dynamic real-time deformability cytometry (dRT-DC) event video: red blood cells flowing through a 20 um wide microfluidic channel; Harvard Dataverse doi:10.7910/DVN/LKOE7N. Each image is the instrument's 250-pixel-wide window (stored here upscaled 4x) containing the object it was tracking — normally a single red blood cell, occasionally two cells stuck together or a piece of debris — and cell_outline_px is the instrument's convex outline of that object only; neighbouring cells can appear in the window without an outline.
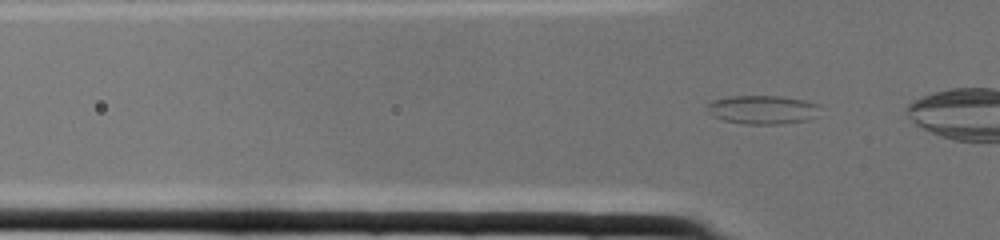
{"species": "common noctule bat (a hibernating species)", "species_latin": "Nyctalus noctula", "temperature_condition": "cold", "stored_images_in_passage": 5, "camera_frame_rate_fps": 3000, "um_per_image_px": 0.085, "animal": {"sex": "female", "body_mass_g": 22.0, "forearm_length_mm": 56.7}, "frame": {"image": 1, "passage_image": 3, "time_ms": 0.667, "image_size_px": [1000, 240], "cell_outline_px": [[820, 104], [816, 116], [808, 120], [784, 124], [744, 124], [724, 120], [712, 116], [704, 108], [712, 100], [728, 96], [780, 96], [804, 100]], "centroid_in_image_um": [64.79, 9.32], "position_along_channel_um": 61.0, "area_um2": 19.13}}
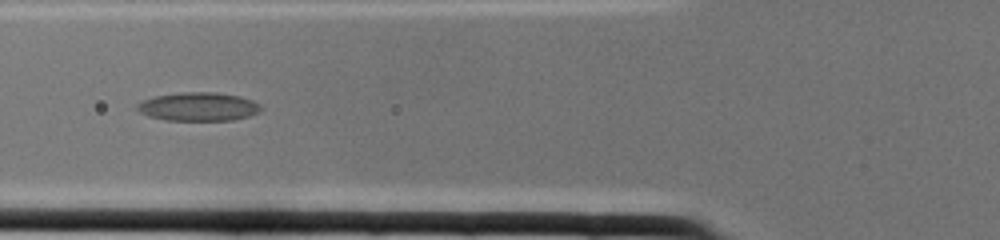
{"frame": {"image": 2, "passage_image": 4, "time_ms": 1.0, "image_size_px": [1000, 240], "cell_outline_px": [[264, 108], [260, 112], [248, 116], [232, 120], [164, 120], [148, 116], [140, 112], [136, 108], [136, 104], [140, 100], [156, 96], [180, 92], [216, 92], [240, 96], [252, 100], [260, 104]], "centroid_in_image_um": [16.86, 9.06], "position_along_channel_um": 108.9, "area_um2": 20.81}}